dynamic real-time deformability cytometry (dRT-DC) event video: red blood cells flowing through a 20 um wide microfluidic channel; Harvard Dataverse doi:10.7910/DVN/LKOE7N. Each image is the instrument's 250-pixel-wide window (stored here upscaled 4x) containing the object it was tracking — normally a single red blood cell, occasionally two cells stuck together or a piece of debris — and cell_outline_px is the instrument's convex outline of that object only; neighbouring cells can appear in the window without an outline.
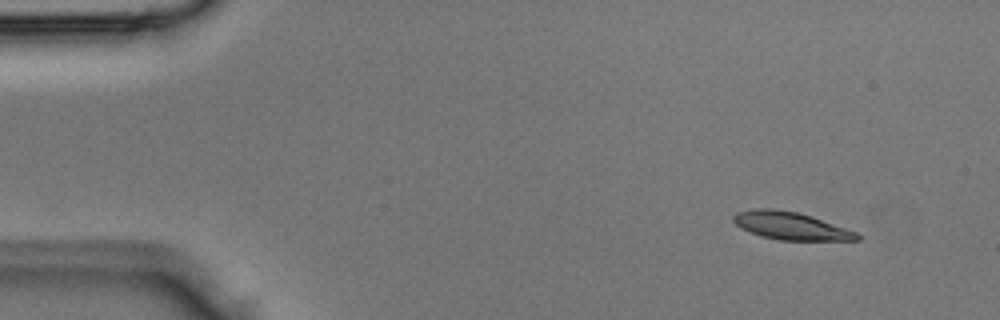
{"species": "Egyptian fruit bat (a non-hibernating species)", "species_latin": "Rousettus aegyptiacus", "temperature_condition": "room temperature", "stored_images_in_passage": 4, "camera_frame_rate_fps": 3000, "um_per_image_px": 0.085, "animal": {"sex": "male"}, "frame": {"image": 1, "passage_image": 1, "time_ms": 0.0, "image_size_px": [1000, 320], "cell_outline_px": [[864, 236], [860, 240], [780, 240], [760, 236], [740, 228], [732, 220], [732, 216], [736, 212], [752, 208], [772, 208], [796, 212], [812, 216], [856, 232]], "centroid_in_image_um": [67.19, 19.19], "position_along_channel_um": 17.8, "area_um2": 20.06}}